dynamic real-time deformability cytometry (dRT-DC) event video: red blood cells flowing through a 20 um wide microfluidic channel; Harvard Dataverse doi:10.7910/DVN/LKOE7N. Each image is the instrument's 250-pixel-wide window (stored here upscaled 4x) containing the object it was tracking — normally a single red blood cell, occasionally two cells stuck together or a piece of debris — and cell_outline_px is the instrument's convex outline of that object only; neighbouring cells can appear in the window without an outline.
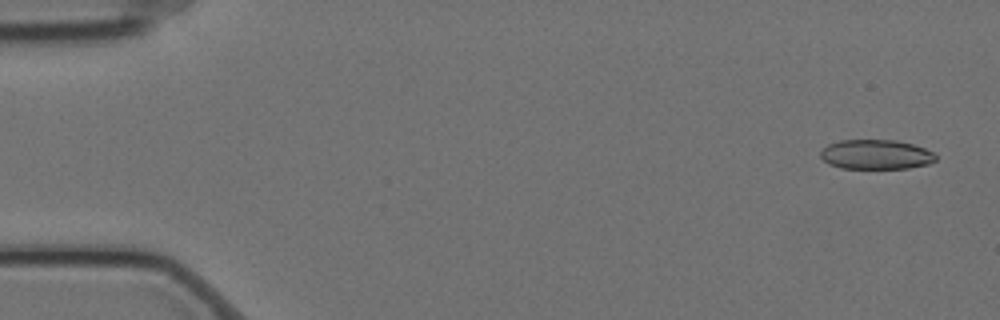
{"species": "Egyptian fruit bat (a non-hibernating species)", "species_latin": "Rousettus aegyptiacus", "temperature_condition": "cold", "stored_images_in_passage": 58, "camera_frame_rate_fps": 3000, "um_per_image_px": 0.085, "animal": {"sex": "female"}, "frame": {"image": 1, "passage_image": 3, "time_ms": 0.667, "image_size_px": [1000, 320], "cell_outline_px": [[936, 160], [928, 164], [908, 168], [840, 168], [828, 164], [820, 156], [820, 152], [828, 144], [840, 140], [896, 140], [912, 144], [924, 148], [932, 152], [936, 156]], "centroid_in_image_um": [74.44, 13.13], "position_along_channel_um": 10.6, "area_um2": 19.83}}
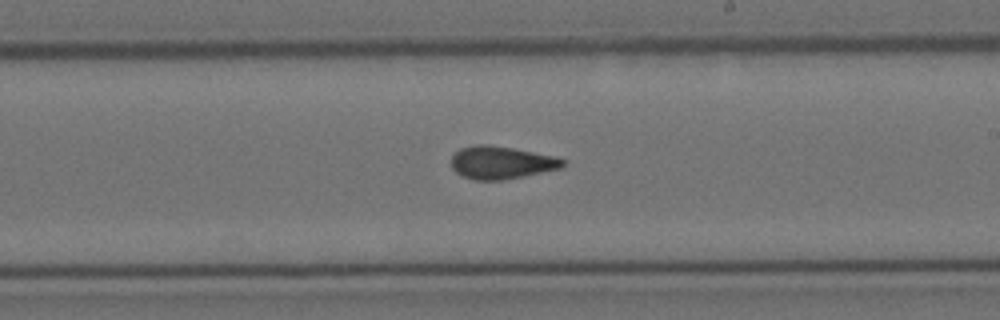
{"frame": {"image": 2, "passage_image": 34, "time_ms": 11.0, "image_size_px": [1000, 320], "cell_outline_px": [[568, 160], [560, 168], [524, 176], [504, 180], [472, 180], [460, 176], [452, 168], [452, 156], [460, 148], [476, 144], [484, 144], [512, 148], [556, 156]], "centroid_in_image_um": [42.61, 13.82], "position_along_channel_um": 246.4, "area_um2": 21.39}}
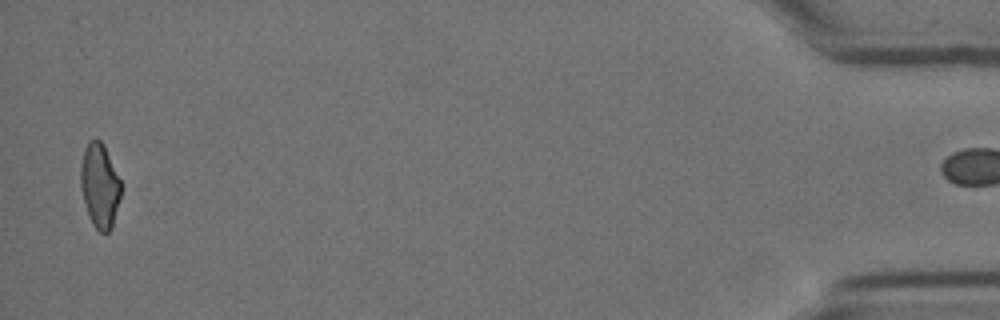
{"frame": {"image": 3, "passage_image": 57, "time_ms": 18.667, "image_size_px": [1000, 320], "cell_outline_px": [[120, 196], [112, 228], [108, 232], [100, 232], [92, 224], [88, 216], [84, 204], [80, 184], [80, 168], [84, 148], [88, 140], [96, 136], [104, 144], [120, 180]], "centroid_in_image_um": [8.45, 15.74], "position_along_channel_um": 426.8, "area_um2": 20.0}, "authors_computed_cell_mechanics": {"area_um2": 21.097, "velocity_mm_per_s": 3.5068, "shape_relaxation_time_tau1_ms": 10.9622, "shape_relaxation_time_tau2_ms": 2.3141, "deformation_change_tau1": 0.1939, "deformation_change_tau2": 0.0776}}